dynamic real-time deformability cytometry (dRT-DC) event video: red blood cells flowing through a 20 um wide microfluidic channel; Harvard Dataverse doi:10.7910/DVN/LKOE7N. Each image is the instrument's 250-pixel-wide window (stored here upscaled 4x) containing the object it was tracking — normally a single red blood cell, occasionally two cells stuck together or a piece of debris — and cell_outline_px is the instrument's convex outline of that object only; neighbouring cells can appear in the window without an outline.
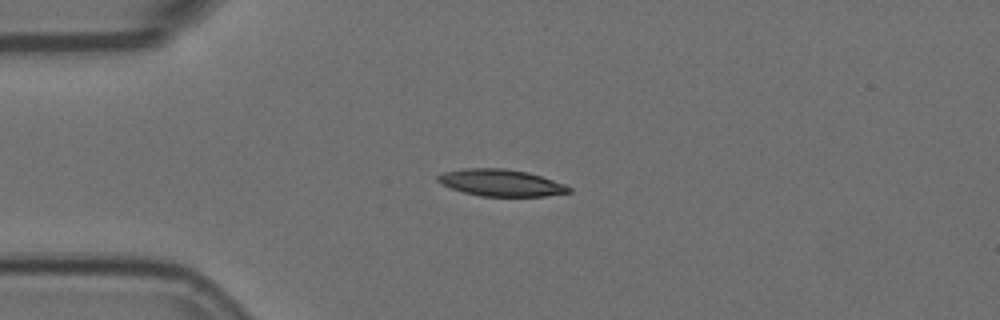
{"species": "Egyptian fruit bat (a non-hibernating species)", "species_latin": "Rousettus aegyptiacus", "temperature_condition": "room temperature", "stored_images_in_passage": 5, "camera_frame_rate_fps": 3000, "um_per_image_px": 0.085, "animal": {"sex": "female"}, "frame": {"image": 1, "passage_image": 1, "time_ms": 0.0, "image_size_px": [1000, 320], "cell_outline_px": [[572, 192], [544, 196], [480, 196], [464, 192], [452, 188], [436, 180], [436, 176], [444, 172], [464, 168], [504, 168], [528, 172], [564, 184], [572, 188]], "centroid_in_image_um": [42.59, 15.53], "position_along_channel_um": 42.4, "area_um2": 20.35}}
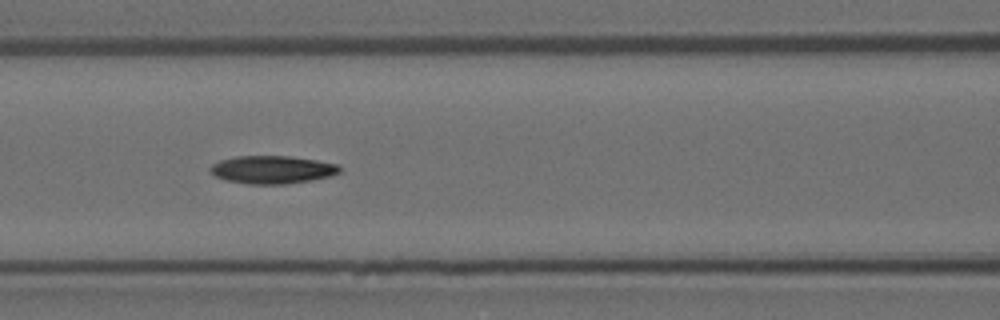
{"frame": {"image": 2, "passage_image": 4, "time_ms": 1.0, "image_size_px": [1000, 320], "cell_outline_px": [[340, 172], [332, 176], [312, 180], [284, 184], [248, 184], [224, 180], [208, 172], [208, 168], [212, 164], [220, 160], [236, 156], [288, 156], [316, 160], [336, 164], [340, 168]], "centroid_in_image_um": [23.1, 14.42], "position_along_channel_um": 143.5, "area_um2": 21.15}}
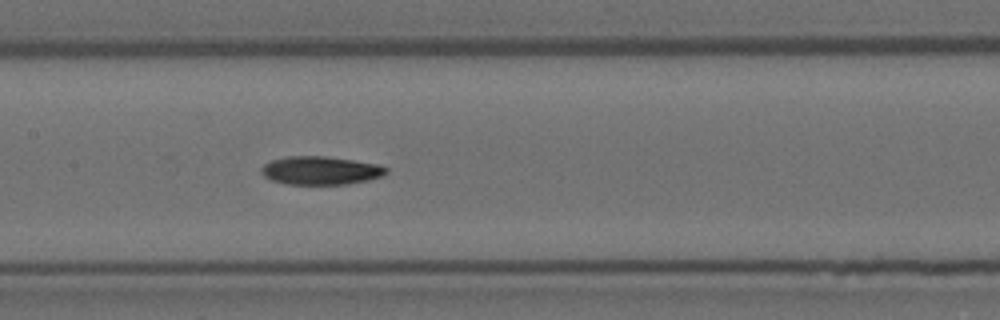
{"frame": {"image": 3, "passage_image": 5, "time_ms": 1.333, "image_size_px": [1000, 320], "cell_outline_px": [[388, 172], [384, 176], [368, 180], [348, 184], [288, 184], [272, 180], [264, 176], [260, 172], [260, 168], [264, 164], [272, 160], [288, 156], [324, 156], [380, 164], [388, 168]], "centroid_in_image_um": [27.28, 14.49], "position_along_channel_um": 180.1, "area_um2": 20.69}}